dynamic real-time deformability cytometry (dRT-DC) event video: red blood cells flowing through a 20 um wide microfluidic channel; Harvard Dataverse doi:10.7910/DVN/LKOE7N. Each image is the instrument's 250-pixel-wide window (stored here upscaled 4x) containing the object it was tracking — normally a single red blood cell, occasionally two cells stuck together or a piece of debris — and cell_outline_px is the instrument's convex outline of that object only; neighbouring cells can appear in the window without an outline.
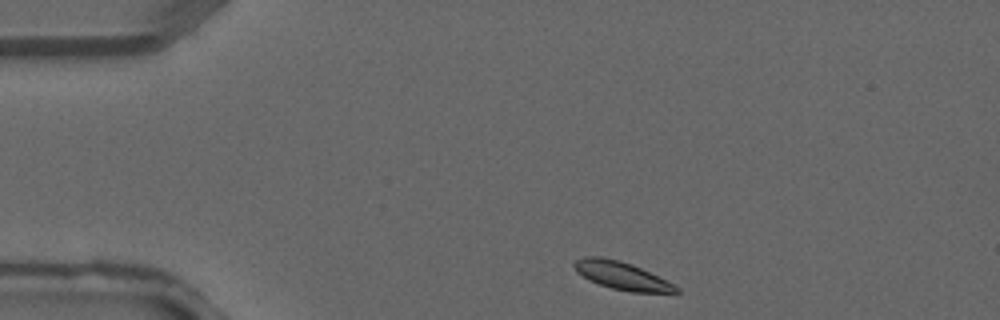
{"species": "common noctule bat (a hibernating species)", "species_latin": "Nyctalus noctula", "temperature_condition": "warm", "stored_images_in_passage": 2, "camera_frame_rate_fps": 3000, "um_per_image_px": 0.085, "animal": {"sex": "male", "forearm_length_mm": 52.5}, "frame": {"image": 1, "passage_image": 1, "time_ms": 0.0, "image_size_px": [1000, 320], "cell_outline_px": [[680, 292], [676, 296], [632, 292], [612, 288], [588, 280], [576, 272], [572, 264], [576, 260], [584, 256], [600, 256], [620, 260], [632, 264], [676, 284], [680, 288]], "centroid_in_image_um": [52.98, 23.48], "position_along_channel_um": 32.0, "area_um2": 17.34}}